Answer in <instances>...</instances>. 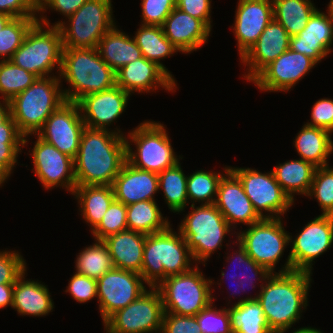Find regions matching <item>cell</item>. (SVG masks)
<instances>
[{"mask_svg":"<svg viewBox=\"0 0 333 333\" xmlns=\"http://www.w3.org/2000/svg\"><path fill=\"white\" fill-rule=\"evenodd\" d=\"M125 136L85 127L74 159L76 186L112 185L126 159Z\"/></svg>","mask_w":333,"mask_h":333,"instance_id":"obj_1","label":"cell"},{"mask_svg":"<svg viewBox=\"0 0 333 333\" xmlns=\"http://www.w3.org/2000/svg\"><path fill=\"white\" fill-rule=\"evenodd\" d=\"M313 274L300 271L271 273L259 289L267 323L273 333H286L302 317L309 304Z\"/></svg>","mask_w":333,"mask_h":333,"instance_id":"obj_2","label":"cell"},{"mask_svg":"<svg viewBox=\"0 0 333 333\" xmlns=\"http://www.w3.org/2000/svg\"><path fill=\"white\" fill-rule=\"evenodd\" d=\"M66 101L78 102L82 97L105 91L116 85L115 71L100 57L96 48H63L59 74Z\"/></svg>","mask_w":333,"mask_h":333,"instance_id":"obj_3","label":"cell"},{"mask_svg":"<svg viewBox=\"0 0 333 333\" xmlns=\"http://www.w3.org/2000/svg\"><path fill=\"white\" fill-rule=\"evenodd\" d=\"M172 226L146 235L140 274L148 287H156L167 277L186 273L196 266L186 240Z\"/></svg>","mask_w":333,"mask_h":333,"instance_id":"obj_4","label":"cell"},{"mask_svg":"<svg viewBox=\"0 0 333 333\" xmlns=\"http://www.w3.org/2000/svg\"><path fill=\"white\" fill-rule=\"evenodd\" d=\"M59 75L40 77L10 101V113L27 146L30 136L37 134L49 116L66 100Z\"/></svg>","mask_w":333,"mask_h":333,"instance_id":"obj_5","label":"cell"},{"mask_svg":"<svg viewBox=\"0 0 333 333\" xmlns=\"http://www.w3.org/2000/svg\"><path fill=\"white\" fill-rule=\"evenodd\" d=\"M190 209L177 229L186 240L194 262L206 266L208 259L222 249L225 237L230 234L236 237L237 232L214 204L190 205Z\"/></svg>","mask_w":333,"mask_h":333,"instance_id":"obj_6","label":"cell"},{"mask_svg":"<svg viewBox=\"0 0 333 333\" xmlns=\"http://www.w3.org/2000/svg\"><path fill=\"white\" fill-rule=\"evenodd\" d=\"M166 129L160 121L145 120L128 131L125 135L127 161L136 168L157 174L176 165L183 157L174 151ZM131 145H135L136 150Z\"/></svg>","mask_w":333,"mask_h":333,"instance_id":"obj_7","label":"cell"},{"mask_svg":"<svg viewBox=\"0 0 333 333\" xmlns=\"http://www.w3.org/2000/svg\"><path fill=\"white\" fill-rule=\"evenodd\" d=\"M62 51V36L58 26L36 21L10 60L38 78L54 76L60 74Z\"/></svg>","mask_w":333,"mask_h":333,"instance_id":"obj_8","label":"cell"},{"mask_svg":"<svg viewBox=\"0 0 333 333\" xmlns=\"http://www.w3.org/2000/svg\"><path fill=\"white\" fill-rule=\"evenodd\" d=\"M198 266L196 264L186 273L169 276L156 286L165 313L196 316L213 301L215 302L212 279L205 278V274Z\"/></svg>","mask_w":333,"mask_h":333,"instance_id":"obj_9","label":"cell"},{"mask_svg":"<svg viewBox=\"0 0 333 333\" xmlns=\"http://www.w3.org/2000/svg\"><path fill=\"white\" fill-rule=\"evenodd\" d=\"M113 12L112 0H88L65 21L49 26L60 29L63 48H96L103 35L116 25Z\"/></svg>","mask_w":333,"mask_h":333,"instance_id":"obj_10","label":"cell"},{"mask_svg":"<svg viewBox=\"0 0 333 333\" xmlns=\"http://www.w3.org/2000/svg\"><path fill=\"white\" fill-rule=\"evenodd\" d=\"M289 234L291 250L278 273L300 271L313 274L314 260L333 246V216L320 214L307 222L295 237Z\"/></svg>","mask_w":333,"mask_h":333,"instance_id":"obj_11","label":"cell"},{"mask_svg":"<svg viewBox=\"0 0 333 333\" xmlns=\"http://www.w3.org/2000/svg\"><path fill=\"white\" fill-rule=\"evenodd\" d=\"M281 218H262L247 229L237 231V241L246 253L270 273H276L277 264L290 245L288 231Z\"/></svg>","mask_w":333,"mask_h":333,"instance_id":"obj_12","label":"cell"},{"mask_svg":"<svg viewBox=\"0 0 333 333\" xmlns=\"http://www.w3.org/2000/svg\"><path fill=\"white\" fill-rule=\"evenodd\" d=\"M165 314L160 292L149 287L135 301L116 311L104 323L106 333H160Z\"/></svg>","mask_w":333,"mask_h":333,"instance_id":"obj_13","label":"cell"},{"mask_svg":"<svg viewBox=\"0 0 333 333\" xmlns=\"http://www.w3.org/2000/svg\"><path fill=\"white\" fill-rule=\"evenodd\" d=\"M229 169L241 181L245 194L261 218H282L295 203L276 181L272 169L266 173L249 167L230 166Z\"/></svg>","mask_w":333,"mask_h":333,"instance_id":"obj_14","label":"cell"},{"mask_svg":"<svg viewBox=\"0 0 333 333\" xmlns=\"http://www.w3.org/2000/svg\"><path fill=\"white\" fill-rule=\"evenodd\" d=\"M32 150H29L32 157L34 175L46 190L55 187L65 189L71 195L76 187L74 174V159L61 153L52 144L42 140L37 134Z\"/></svg>","mask_w":333,"mask_h":333,"instance_id":"obj_15","label":"cell"},{"mask_svg":"<svg viewBox=\"0 0 333 333\" xmlns=\"http://www.w3.org/2000/svg\"><path fill=\"white\" fill-rule=\"evenodd\" d=\"M141 274L114 268L97 280V302L102 323L116 311L123 309L148 287Z\"/></svg>","mask_w":333,"mask_h":333,"instance_id":"obj_16","label":"cell"},{"mask_svg":"<svg viewBox=\"0 0 333 333\" xmlns=\"http://www.w3.org/2000/svg\"><path fill=\"white\" fill-rule=\"evenodd\" d=\"M84 128L78 103L65 101L49 116L37 135L75 159Z\"/></svg>","mask_w":333,"mask_h":333,"instance_id":"obj_17","label":"cell"},{"mask_svg":"<svg viewBox=\"0 0 333 333\" xmlns=\"http://www.w3.org/2000/svg\"><path fill=\"white\" fill-rule=\"evenodd\" d=\"M318 63L309 56L288 49L267 65L251 82L265 92H288Z\"/></svg>","mask_w":333,"mask_h":333,"instance_id":"obj_18","label":"cell"},{"mask_svg":"<svg viewBox=\"0 0 333 333\" xmlns=\"http://www.w3.org/2000/svg\"><path fill=\"white\" fill-rule=\"evenodd\" d=\"M130 96V93L115 85L111 89L82 97L77 103L85 127L111 130L125 136L120 127L115 130L109 127L125 112Z\"/></svg>","mask_w":333,"mask_h":333,"instance_id":"obj_19","label":"cell"},{"mask_svg":"<svg viewBox=\"0 0 333 333\" xmlns=\"http://www.w3.org/2000/svg\"><path fill=\"white\" fill-rule=\"evenodd\" d=\"M230 29L237 41L241 59L273 19L272 0H238Z\"/></svg>","mask_w":333,"mask_h":333,"instance_id":"obj_20","label":"cell"},{"mask_svg":"<svg viewBox=\"0 0 333 333\" xmlns=\"http://www.w3.org/2000/svg\"><path fill=\"white\" fill-rule=\"evenodd\" d=\"M116 86L130 93L144 94L164 89L175 93L177 83L156 63L142 57L115 72ZM161 87V88H160Z\"/></svg>","mask_w":333,"mask_h":333,"instance_id":"obj_21","label":"cell"},{"mask_svg":"<svg viewBox=\"0 0 333 333\" xmlns=\"http://www.w3.org/2000/svg\"><path fill=\"white\" fill-rule=\"evenodd\" d=\"M214 205L235 230L237 225L247 227L262 219L245 194L241 181L230 169L220 179Z\"/></svg>","mask_w":333,"mask_h":333,"instance_id":"obj_22","label":"cell"},{"mask_svg":"<svg viewBox=\"0 0 333 333\" xmlns=\"http://www.w3.org/2000/svg\"><path fill=\"white\" fill-rule=\"evenodd\" d=\"M316 9L307 25L297 35L290 37L289 49L309 56L318 64L333 52V12Z\"/></svg>","mask_w":333,"mask_h":333,"instance_id":"obj_23","label":"cell"},{"mask_svg":"<svg viewBox=\"0 0 333 333\" xmlns=\"http://www.w3.org/2000/svg\"><path fill=\"white\" fill-rule=\"evenodd\" d=\"M290 35L277 21H272L261 33L256 43L239 59L246 68L242 79L251 82L267 65L289 49Z\"/></svg>","mask_w":333,"mask_h":333,"instance_id":"obj_24","label":"cell"},{"mask_svg":"<svg viewBox=\"0 0 333 333\" xmlns=\"http://www.w3.org/2000/svg\"><path fill=\"white\" fill-rule=\"evenodd\" d=\"M166 38L182 54L201 49L209 41L211 29L202 21L175 7L161 25Z\"/></svg>","mask_w":333,"mask_h":333,"instance_id":"obj_25","label":"cell"},{"mask_svg":"<svg viewBox=\"0 0 333 333\" xmlns=\"http://www.w3.org/2000/svg\"><path fill=\"white\" fill-rule=\"evenodd\" d=\"M115 200L130 205L139 201L155 200L159 193L158 174L142 170L127 160L112 183Z\"/></svg>","mask_w":333,"mask_h":333,"instance_id":"obj_26","label":"cell"},{"mask_svg":"<svg viewBox=\"0 0 333 333\" xmlns=\"http://www.w3.org/2000/svg\"><path fill=\"white\" fill-rule=\"evenodd\" d=\"M230 244H235L238 248H237V250H235L232 254L230 253V249H229V251H227L226 253V255L227 256H225L226 258H225V262L226 263H230V265L231 264H233V263H238L237 265L238 266H240V268H242V270L244 269L245 270V272L244 271H242V273L240 274L239 273V275H234V274H226L225 272H224V270L222 271L221 270V278H220V282L219 281H217V283L216 282H213V281H215V280H213L212 279V284H214L215 283V286H216V284L218 285V287H219V285L220 286H222L221 285V281H224V278H225V276L227 275V278L228 277H230V278H228V280L229 279H231V280H237L236 282V290H233V292H232V294L231 295H229V298H230V300L228 301V306H230L229 304H230V302H231V297L232 296H234L233 297V299L235 298V299H238L236 296L237 295H239L238 297H239V299H238V301L236 302L235 301V303H232L233 305H238V304H241V303H243V302H245V301H248V300H257L258 299V296H259V290L257 291V293L253 296H246L245 298H244V296H243V298H240V292L242 291V292H244L245 293V289H246V286H249V288H251V290L253 289V288H255L256 286L254 285L255 283H257V282H255L256 280L257 281H259V283H261V284H259L260 285V287L264 284V282H265V280L267 279V277L271 274L264 266H262V265H260V264H258V263H256L247 253H246V250H245V248L239 243V241H233V243H232V241H231V243ZM229 252V253H228ZM232 266V265H231ZM239 268V267H238ZM230 269V268H229ZM231 270V269H230ZM237 270V269H236ZM241 272V271H240ZM231 275V276H230ZM255 280V281H254ZM251 285V286H250ZM245 287V288H244ZM229 289V288H228ZM231 291V290H230ZM229 293H231V292H229ZM231 296V297H230Z\"/></svg>","mask_w":333,"mask_h":333,"instance_id":"obj_27","label":"cell"},{"mask_svg":"<svg viewBox=\"0 0 333 333\" xmlns=\"http://www.w3.org/2000/svg\"><path fill=\"white\" fill-rule=\"evenodd\" d=\"M26 274L27 270L14 283L13 310L23 317H44L50 314L55 306L48 285L39 280L25 279Z\"/></svg>","mask_w":333,"mask_h":333,"instance_id":"obj_28","label":"cell"},{"mask_svg":"<svg viewBox=\"0 0 333 333\" xmlns=\"http://www.w3.org/2000/svg\"><path fill=\"white\" fill-rule=\"evenodd\" d=\"M146 234L132 230H124L103 239L115 268L126 271H142L143 250Z\"/></svg>","mask_w":333,"mask_h":333,"instance_id":"obj_29","label":"cell"},{"mask_svg":"<svg viewBox=\"0 0 333 333\" xmlns=\"http://www.w3.org/2000/svg\"><path fill=\"white\" fill-rule=\"evenodd\" d=\"M100 57L116 72L134 60L142 58L140 48L133 36L115 25L106 32L96 47Z\"/></svg>","mask_w":333,"mask_h":333,"instance_id":"obj_30","label":"cell"},{"mask_svg":"<svg viewBox=\"0 0 333 333\" xmlns=\"http://www.w3.org/2000/svg\"><path fill=\"white\" fill-rule=\"evenodd\" d=\"M331 136L329 131L308 126L304 122L293 140V145L301 159L315 167H325L329 165L328 158L333 153Z\"/></svg>","mask_w":333,"mask_h":333,"instance_id":"obj_31","label":"cell"},{"mask_svg":"<svg viewBox=\"0 0 333 333\" xmlns=\"http://www.w3.org/2000/svg\"><path fill=\"white\" fill-rule=\"evenodd\" d=\"M73 197L79 204L81 217L90 226V233L99 225L111 203L115 200L110 185L76 186Z\"/></svg>","mask_w":333,"mask_h":333,"instance_id":"obj_32","label":"cell"},{"mask_svg":"<svg viewBox=\"0 0 333 333\" xmlns=\"http://www.w3.org/2000/svg\"><path fill=\"white\" fill-rule=\"evenodd\" d=\"M316 167L301 158L278 163L272 168L276 181L294 202L295 195L307 196Z\"/></svg>","mask_w":333,"mask_h":333,"instance_id":"obj_33","label":"cell"},{"mask_svg":"<svg viewBox=\"0 0 333 333\" xmlns=\"http://www.w3.org/2000/svg\"><path fill=\"white\" fill-rule=\"evenodd\" d=\"M137 46L140 48L142 56L161 67L176 83V78L168 68L161 62L165 58L174 56L180 52L164 35L162 26L142 25L135 31Z\"/></svg>","mask_w":333,"mask_h":333,"instance_id":"obj_34","label":"cell"},{"mask_svg":"<svg viewBox=\"0 0 333 333\" xmlns=\"http://www.w3.org/2000/svg\"><path fill=\"white\" fill-rule=\"evenodd\" d=\"M129 230L150 235L166 230L170 225L168 217H163L156 200H146L126 206Z\"/></svg>","mask_w":333,"mask_h":333,"instance_id":"obj_35","label":"cell"},{"mask_svg":"<svg viewBox=\"0 0 333 333\" xmlns=\"http://www.w3.org/2000/svg\"><path fill=\"white\" fill-rule=\"evenodd\" d=\"M272 4L273 19L279 22L290 36L303 30L317 9L311 0H272Z\"/></svg>","mask_w":333,"mask_h":333,"instance_id":"obj_36","label":"cell"},{"mask_svg":"<svg viewBox=\"0 0 333 333\" xmlns=\"http://www.w3.org/2000/svg\"><path fill=\"white\" fill-rule=\"evenodd\" d=\"M187 177L180 161L158 174V188L159 191H163L165 204L170 212L179 214L185 212V208L189 206Z\"/></svg>","mask_w":333,"mask_h":333,"instance_id":"obj_37","label":"cell"},{"mask_svg":"<svg viewBox=\"0 0 333 333\" xmlns=\"http://www.w3.org/2000/svg\"><path fill=\"white\" fill-rule=\"evenodd\" d=\"M226 308L232 333H273L257 300H248L229 307L226 305Z\"/></svg>","mask_w":333,"mask_h":333,"instance_id":"obj_38","label":"cell"},{"mask_svg":"<svg viewBox=\"0 0 333 333\" xmlns=\"http://www.w3.org/2000/svg\"><path fill=\"white\" fill-rule=\"evenodd\" d=\"M76 256L75 272L95 280L115 268L110 252L103 240L94 239L92 245L80 250V253Z\"/></svg>","mask_w":333,"mask_h":333,"instance_id":"obj_39","label":"cell"},{"mask_svg":"<svg viewBox=\"0 0 333 333\" xmlns=\"http://www.w3.org/2000/svg\"><path fill=\"white\" fill-rule=\"evenodd\" d=\"M230 166H225L224 172L207 170H196L187 177V197L189 205H209L214 204L220 179L229 170Z\"/></svg>","mask_w":333,"mask_h":333,"instance_id":"obj_40","label":"cell"},{"mask_svg":"<svg viewBox=\"0 0 333 333\" xmlns=\"http://www.w3.org/2000/svg\"><path fill=\"white\" fill-rule=\"evenodd\" d=\"M37 79L36 75L16 66L11 60H2L0 63V99L10 101Z\"/></svg>","mask_w":333,"mask_h":333,"instance_id":"obj_41","label":"cell"},{"mask_svg":"<svg viewBox=\"0 0 333 333\" xmlns=\"http://www.w3.org/2000/svg\"><path fill=\"white\" fill-rule=\"evenodd\" d=\"M37 21V17L12 18L0 31V58L10 60L14 52L22 45V42Z\"/></svg>","mask_w":333,"mask_h":333,"instance_id":"obj_42","label":"cell"},{"mask_svg":"<svg viewBox=\"0 0 333 333\" xmlns=\"http://www.w3.org/2000/svg\"><path fill=\"white\" fill-rule=\"evenodd\" d=\"M306 197L316 199L321 215L333 216V166L316 167L311 188Z\"/></svg>","mask_w":333,"mask_h":333,"instance_id":"obj_43","label":"cell"},{"mask_svg":"<svg viewBox=\"0 0 333 333\" xmlns=\"http://www.w3.org/2000/svg\"><path fill=\"white\" fill-rule=\"evenodd\" d=\"M126 205L114 200L105 212L102 221L91 232L96 240H103L110 235L128 229Z\"/></svg>","mask_w":333,"mask_h":333,"instance_id":"obj_44","label":"cell"},{"mask_svg":"<svg viewBox=\"0 0 333 333\" xmlns=\"http://www.w3.org/2000/svg\"><path fill=\"white\" fill-rule=\"evenodd\" d=\"M214 303L213 301L196 315L202 333H232L227 308L219 309Z\"/></svg>","mask_w":333,"mask_h":333,"instance_id":"obj_45","label":"cell"},{"mask_svg":"<svg viewBox=\"0 0 333 333\" xmlns=\"http://www.w3.org/2000/svg\"><path fill=\"white\" fill-rule=\"evenodd\" d=\"M27 270V263L19 250H0V284H14Z\"/></svg>","mask_w":333,"mask_h":333,"instance_id":"obj_46","label":"cell"},{"mask_svg":"<svg viewBox=\"0 0 333 333\" xmlns=\"http://www.w3.org/2000/svg\"><path fill=\"white\" fill-rule=\"evenodd\" d=\"M142 25L161 26L176 7V0H142Z\"/></svg>","mask_w":333,"mask_h":333,"instance_id":"obj_47","label":"cell"},{"mask_svg":"<svg viewBox=\"0 0 333 333\" xmlns=\"http://www.w3.org/2000/svg\"><path fill=\"white\" fill-rule=\"evenodd\" d=\"M78 303H87L97 299V280L80 273H74L65 290Z\"/></svg>","mask_w":333,"mask_h":333,"instance_id":"obj_48","label":"cell"},{"mask_svg":"<svg viewBox=\"0 0 333 333\" xmlns=\"http://www.w3.org/2000/svg\"><path fill=\"white\" fill-rule=\"evenodd\" d=\"M88 0H37V21L49 25L47 10L59 12L65 19L74 14ZM45 14V15H44Z\"/></svg>","mask_w":333,"mask_h":333,"instance_id":"obj_49","label":"cell"},{"mask_svg":"<svg viewBox=\"0 0 333 333\" xmlns=\"http://www.w3.org/2000/svg\"><path fill=\"white\" fill-rule=\"evenodd\" d=\"M160 333H202L196 316L165 313Z\"/></svg>","mask_w":333,"mask_h":333,"instance_id":"obj_50","label":"cell"},{"mask_svg":"<svg viewBox=\"0 0 333 333\" xmlns=\"http://www.w3.org/2000/svg\"><path fill=\"white\" fill-rule=\"evenodd\" d=\"M311 121L306 125L318 127L333 133V99L321 98L316 101L311 109Z\"/></svg>","mask_w":333,"mask_h":333,"instance_id":"obj_51","label":"cell"},{"mask_svg":"<svg viewBox=\"0 0 333 333\" xmlns=\"http://www.w3.org/2000/svg\"><path fill=\"white\" fill-rule=\"evenodd\" d=\"M212 0H176V7L194 18L202 20L212 30Z\"/></svg>","mask_w":333,"mask_h":333,"instance_id":"obj_52","label":"cell"},{"mask_svg":"<svg viewBox=\"0 0 333 333\" xmlns=\"http://www.w3.org/2000/svg\"><path fill=\"white\" fill-rule=\"evenodd\" d=\"M0 13L12 18L37 17V0H0Z\"/></svg>","mask_w":333,"mask_h":333,"instance_id":"obj_53","label":"cell"},{"mask_svg":"<svg viewBox=\"0 0 333 333\" xmlns=\"http://www.w3.org/2000/svg\"><path fill=\"white\" fill-rule=\"evenodd\" d=\"M23 144H1L0 143V164L12 174L14 167L18 164V156L22 153Z\"/></svg>","mask_w":333,"mask_h":333,"instance_id":"obj_54","label":"cell"},{"mask_svg":"<svg viewBox=\"0 0 333 333\" xmlns=\"http://www.w3.org/2000/svg\"><path fill=\"white\" fill-rule=\"evenodd\" d=\"M24 136L19 132L16 123L11 115L3 122V129H0L1 144H23Z\"/></svg>","mask_w":333,"mask_h":333,"instance_id":"obj_55","label":"cell"},{"mask_svg":"<svg viewBox=\"0 0 333 333\" xmlns=\"http://www.w3.org/2000/svg\"><path fill=\"white\" fill-rule=\"evenodd\" d=\"M14 284H0V309L13 306Z\"/></svg>","mask_w":333,"mask_h":333,"instance_id":"obj_56","label":"cell"},{"mask_svg":"<svg viewBox=\"0 0 333 333\" xmlns=\"http://www.w3.org/2000/svg\"><path fill=\"white\" fill-rule=\"evenodd\" d=\"M11 115L9 101L0 99V129H3V122Z\"/></svg>","mask_w":333,"mask_h":333,"instance_id":"obj_57","label":"cell"},{"mask_svg":"<svg viewBox=\"0 0 333 333\" xmlns=\"http://www.w3.org/2000/svg\"><path fill=\"white\" fill-rule=\"evenodd\" d=\"M294 328V331H292L291 333H324L323 331H321L320 329H317L315 327L312 326H308V327H301V328Z\"/></svg>","mask_w":333,"mask_h":333,"instance_id":"obj_58","label":"cell"},{"mask_svg":"<svg viewBox=\"0 0 333 333\" xmlns=\"http://www.w3.org/2000/svg\"><path fill=\"white\" fill-rule=\"evenodd\" d=\"M11 174L0 164V188L9 179Z\"/></svg>","mask_w":333,"mask_h":333,"instance_id":"obj_59","label":"cell"},{"mask_svg":"<svg viewBox=\"0 0 333 333\" xmlns=\"http://www.w3.org/2000/svg\"><path fill=\"white\" fill-rule=\"evenodd\" d=\"M11 19L12 17L8 16L7 14L0 13V31Z\"/></svg>","mask_w":333,"mask_h":333,"instance_id":"obj_60","label":"cell"},{"mask_svg":"<svg viewBox=\"0 0 333 333\" xmlns=\"http://www.w3.org/2000/svg\"><path fill=\"white\" fill-rule=\"evenodd\" d=\"M330 10L333 12V0H330V2L327 4Z\"/></svg>","mask_w":333,"mask_h":333,"instance_id":"obj_61","label":"cell"}]
</instances>
